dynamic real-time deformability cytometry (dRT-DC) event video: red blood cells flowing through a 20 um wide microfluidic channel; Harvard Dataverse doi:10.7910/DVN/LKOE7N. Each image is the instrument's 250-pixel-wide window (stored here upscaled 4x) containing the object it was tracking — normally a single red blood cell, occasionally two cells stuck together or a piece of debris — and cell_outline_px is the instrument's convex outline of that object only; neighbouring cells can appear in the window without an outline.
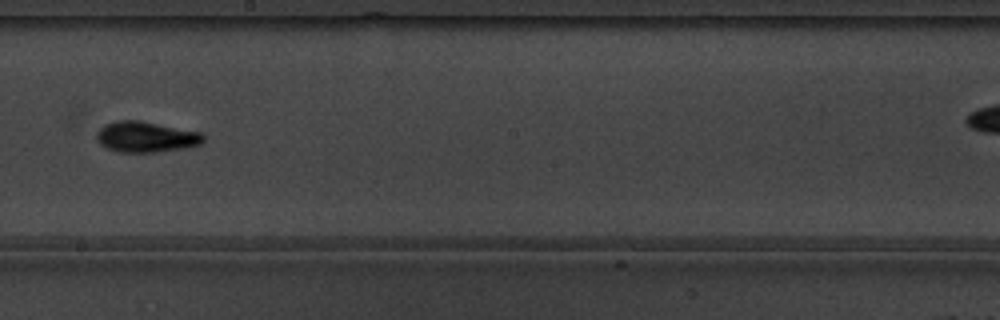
{"species": "common noctule bat (a hibernating species)", "species_latin": "Nyctalus noctula", "temperature_condition": "warm", "stored_images_in_passage": 8, "camera_frame_rate_fps": 3000, "um_per_image_px": 0.085, "animal": {"sex": "male", "body_mass_g": 19.5, "forearm_length_mm": 54.6}, "frame": {"image": 1, "passage_image": 5, "time_ms": 1.333, "image_size_px": [1000, 320], "cell_outline_px": [[204, 140], [200, 144], [184, 148], [156, 152], [120, 152], [108, 148], [100, 144], [96, 140], [96, 132], [104, 124], [116, 120], [140, 120], [204, 132]], "centroid_in_image_um": [12.41, 11.62], "position_along_channel_um": 235.8, "area_um2": 19.36}}
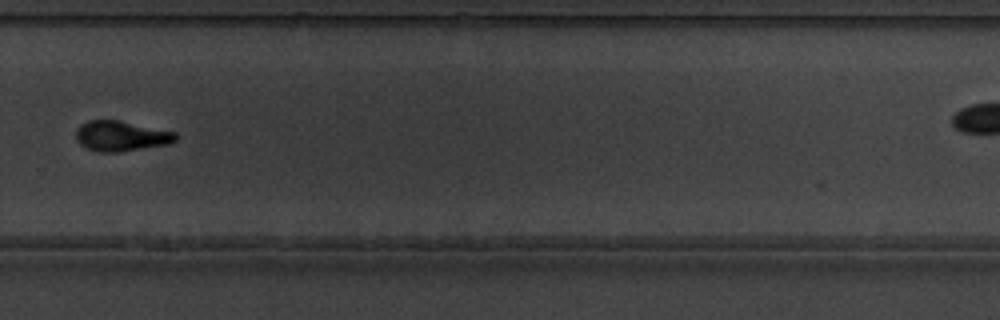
{"frame": {"image": 2, "passage_image": 7, "time_ms": 2.0, "image_size_px": [1000, 320], "cell_outline_px": [[176, 140], [168, 144], [120, 152], [100, 152], [84, 148], [76, 140], [76, 128], [80, 124], [88, 120], [120, 120], [176, 132]], "centroid_in_image_um": [10.25, 11.56], "position_along_channel_um": 319.5, "area_um2": 17.74}}